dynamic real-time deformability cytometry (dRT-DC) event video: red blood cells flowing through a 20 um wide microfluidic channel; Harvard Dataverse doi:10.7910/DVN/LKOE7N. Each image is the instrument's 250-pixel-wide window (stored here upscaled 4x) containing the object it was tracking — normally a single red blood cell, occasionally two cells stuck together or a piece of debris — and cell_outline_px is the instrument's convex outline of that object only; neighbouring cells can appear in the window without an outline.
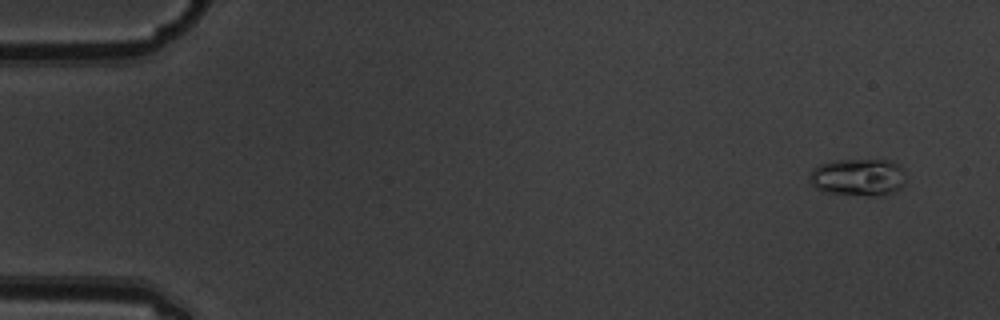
{"species": "common noctule bat (a hibernating species)", "species_latin": "Nyctalus noctula", "temperature_condition": "warm", "stored_images_in_passage": 4, "camera_frame_rate_fps": 3000, "um_per_image_px": 0.085, "animal": {"sex": "male", "body_mass_g": 19.5, "forearm_length_mm": 54.6}, "frame": {"image": 1, "passage_image": 1, "time_ms": 0.0, "image_size_px": [1000, 320], "cell_outline_px": [[904, 184], [896, 192], [884, 196], [868, 196], [824, 192], [816, 188], [812, 184], [812, 168], [820, 164], [832, 160], [892, 160], [900, 164], [904, 168]], "centroid_in_image_um": [73.01, 15.07], "position_along_channel_um": 12.0, "area_um2": 21.21}}
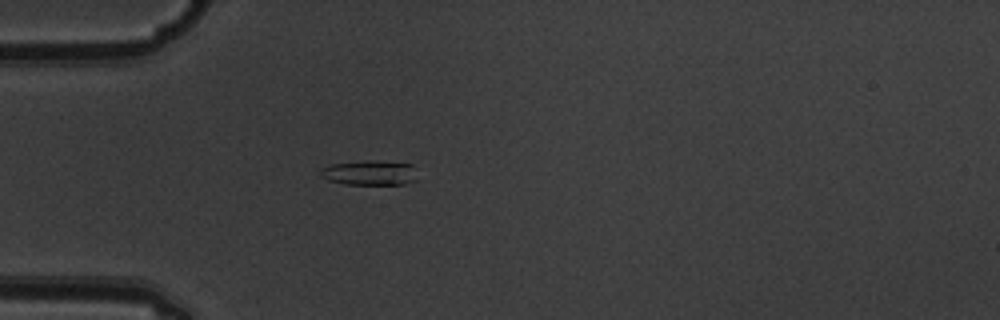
{"frame": {"image": 2, "passage_image": 4, "time_ms": 1.0, "image_size_px": [1000, 320], "cell_outline_px": [[416, 180], [404, 184], [344, 184], [328, 180], [320, 176], [320, 168], [332, 164], [364, 160], [372, 160], [412, 164]], "centroid_in_image_um": [31.38, 14.68], "position_along_channel_um": 53.6, "area_um2": 13.99}}